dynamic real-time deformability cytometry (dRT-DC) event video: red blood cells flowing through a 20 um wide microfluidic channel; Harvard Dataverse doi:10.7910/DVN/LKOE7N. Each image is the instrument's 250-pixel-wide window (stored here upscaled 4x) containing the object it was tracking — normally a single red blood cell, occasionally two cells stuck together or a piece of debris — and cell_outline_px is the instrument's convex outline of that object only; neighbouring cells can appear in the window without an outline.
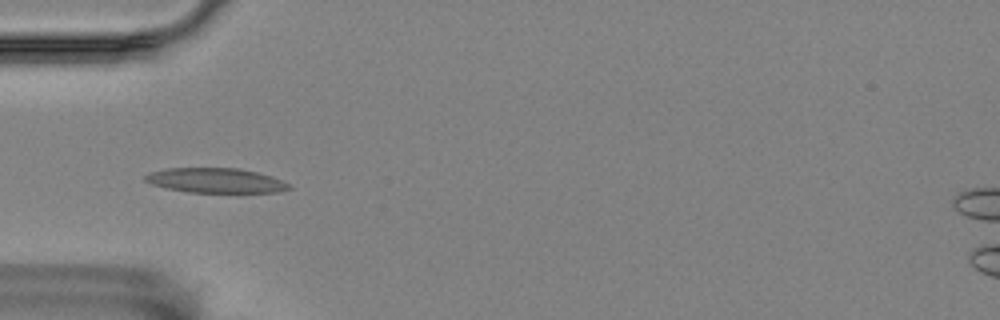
{"species": "Egyptian fruit bat (a non-hibernating species)", "species_latin": "Rousettus aegyptiacus", "temperature_condition": "room temperature", "stored_images_in_passage": 10, "camera_frame_rate_fps": 3000, "um_per_image_px": 0.085, "animal": {"sex": "female"}, "frame": {"image": 1, "passage_image": 4, "time_ms": 1.0, "image_size_px": [1000, 320], "cell_outline_px": [[292, 188], [280, 192], [188, 192], [168, 188], [152, 184], [144, 180], [144, 176], [152, 172], [164, 168], [240, 168], [272, 176], [292, 184]], "centroid_in_image_um": [18.38, 15.33], "position_along_channel_um": 66.6, "area_um2": 20.75}}
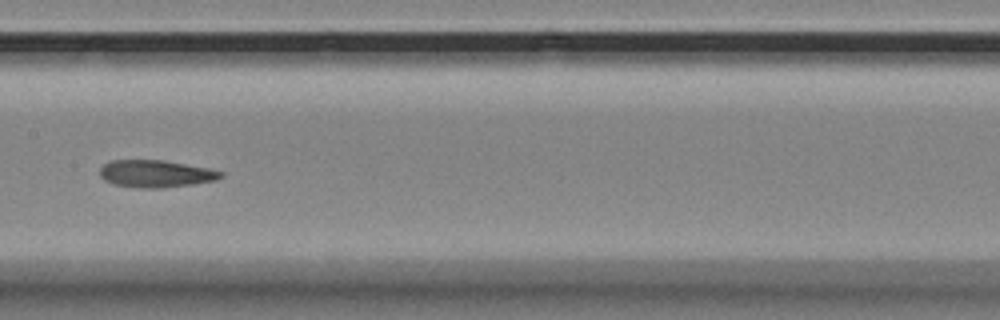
{"frame": {"image": 2, "passage_image": 7, "time_ms": 2.0, "image_size_px": [1000, 320], "cell_outline_px": [[224, 176], [216, 180], [192, 184], [160, 188], [136, 188], [112, 184], [104, 180], [100, 176], [100, 168], [104, 164], [112, 160], [164, 160], [208, 168], [224, 172]], "centroid_in_image_um": [13.23, 14.77], "position_along_channel_um": 194.2, "area_um2": 19.31}}
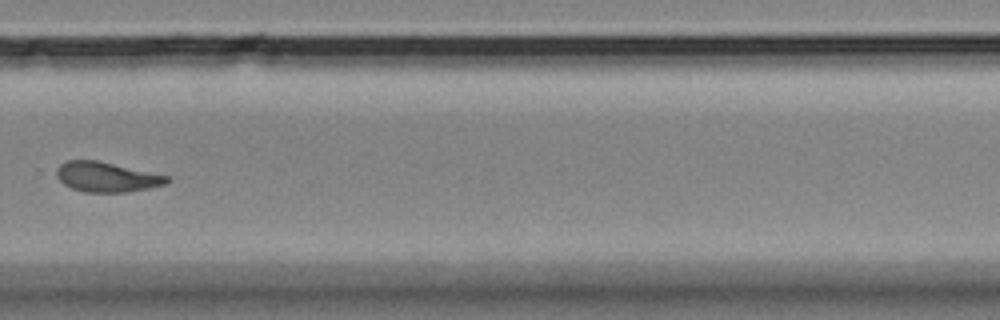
{"frame": {"image": 3, "passage_image": 10, "time_ms": 3.0, "image_size_px": [1000, 320], "cell_outline_px": [[172, 180], [168, 184], [128, 192], [84, 192], [72, 188], [64, 184], [56, 176], [56, 168], [60, 164], [68, 160], [96, 160], [168, 176]], "centroid_in_image_um": [9.06, 15.05], "position_along_channel_um": 320.7, "area_um2": 19.19}}